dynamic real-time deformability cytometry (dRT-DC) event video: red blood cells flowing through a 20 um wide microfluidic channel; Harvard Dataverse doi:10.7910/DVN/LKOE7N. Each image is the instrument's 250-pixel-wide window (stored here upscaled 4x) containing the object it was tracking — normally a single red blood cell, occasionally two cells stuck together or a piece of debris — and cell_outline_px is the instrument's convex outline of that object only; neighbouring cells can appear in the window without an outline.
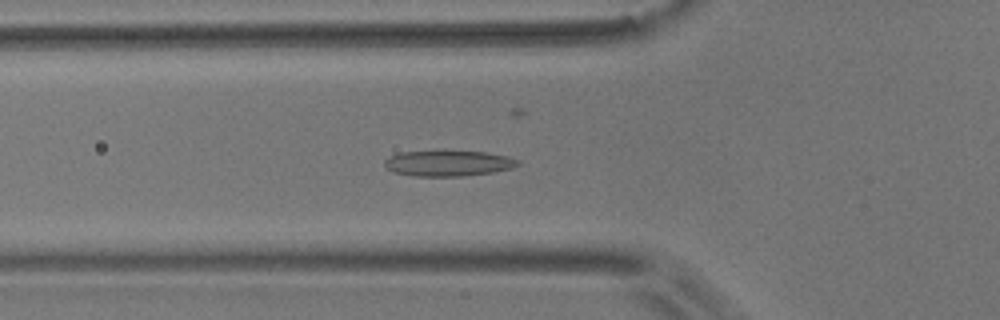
{"species": "common noctule bat (a hibernating species)", "species_latin": "Nyctalus noctula", "temperature_condition": "room temperature", "stored_images_in_passage": 52, "camera_frame_rate_fps": 3000, "um_per_image_px": 0.085, "animal": {"sex": "male", "body_mass_g": 17.9}, "frame": {"image": 1, "passage_image": 15, "time_ms": 4.667, "image_size_px": [1000, 320], "cell_outline_px": [[520, 164], [512, 168], [492, 172], [464, 176], [412, 176], [392, 172], [384, 164], [384, 160], [400, 152], [484, 152], [508, 156], [520, 160]], "centroid_in_image_um": [38.12, 13.9], "position_along_channel_um": 87.7, "area_um2": 19.65}}
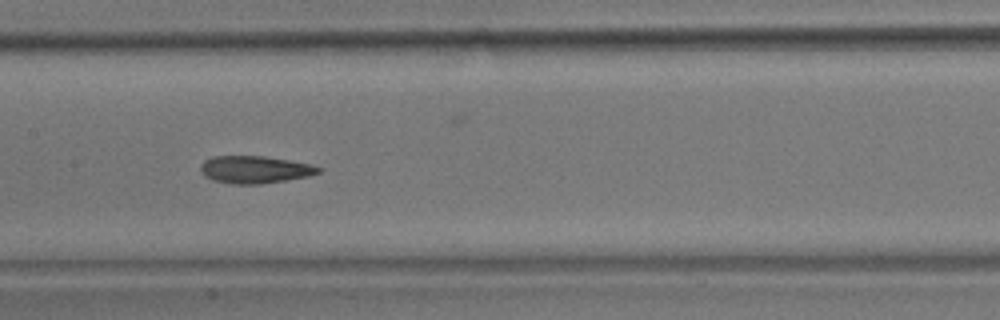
{"frame": {"image": 2, "passage_image": 23, "time_ms": 7.333, "image_size_px": [1000, 320], "cell_outline_px": [[320, 172], [308, 176], [260, 184], [232, 184], [212, 180], [204, 176], [200, 168], [200, 164], [204, 160], [212, 156], [264, 156], [312, 164], [320, 168]], "centroid_in_image_um": [21.61, 14.41], "position_along_channel_um": 185.8, "area_um2": 18.79}}
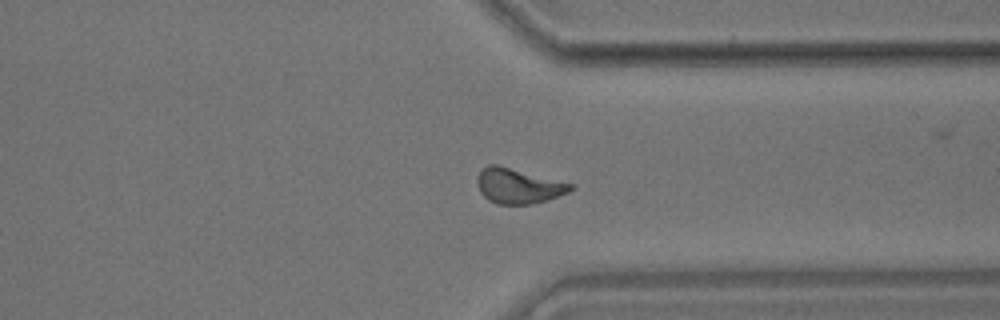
{"frame": {"image": 3, "passage_image": 38, "time_ms": 12.333, "image_size_px": [1000, 320], "cell_outline_px": [[576, 188], [568, 192], [548, 200], [532, 204], [496, 204], [488, 200], [480, 192], [476, 180], [480, 172], [488, 164], [496, 164], [572, 184]], "centroid_in_image_um": [44.04, 15.82], "position_along_channel_um": 367.4, "area_um2": 18.9}, "authors_computed_cell_mechanics": {"area_um2": 18.9006, "velocity_mm_per_s": 3.6477, "shape_relaxation_time_tau1_ms": 10.8651, "shape_relaxation_time_tau2_ms": 2.9501, "deformation_change_tau1": 0.2233, "deformation_change_tau2": 0.086}}